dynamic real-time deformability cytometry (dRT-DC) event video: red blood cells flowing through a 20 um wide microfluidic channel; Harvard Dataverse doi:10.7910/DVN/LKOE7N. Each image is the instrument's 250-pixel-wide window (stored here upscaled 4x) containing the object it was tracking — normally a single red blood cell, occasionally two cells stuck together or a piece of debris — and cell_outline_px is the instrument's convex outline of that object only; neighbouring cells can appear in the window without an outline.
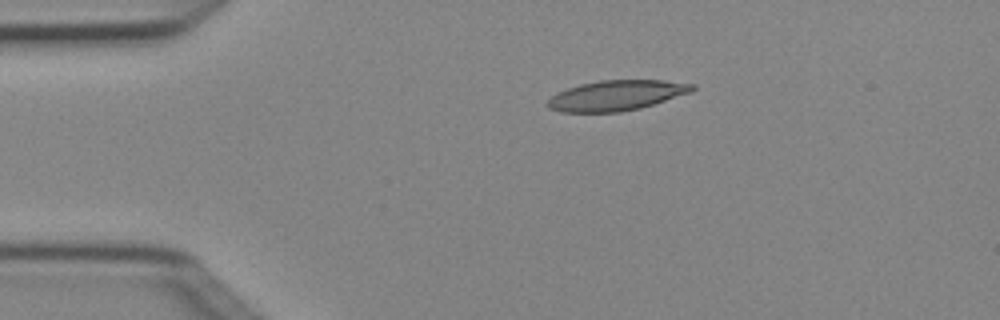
{"species": "Egyptian fruit bat (a non-hibernating species)", "species_latin": "Rousettus aegyptiacus", "temperature_condition": "cold", "stored_images_in_passage": 2, "camera_frame_rate_fps": 3000, "um_per_image_px": 0.085, "animal": {"sex": "female"}, "frame": {"image": 1, "passage_image": 1, "time_ms": 0.0, "image_size_px": [1000, 320], "cell_outline_px": [[696, 88], [692, 92], [640, 108], [620, 112], [560, 112], [548, 108], [544, 104], [556, 92], [580, 84], [600, 80], [664, 80], [696, 84]], "centroid_in_image_um": [52.39, 8.11], "position_along_channel_um": 32.6, "area_um2": 25.66}}